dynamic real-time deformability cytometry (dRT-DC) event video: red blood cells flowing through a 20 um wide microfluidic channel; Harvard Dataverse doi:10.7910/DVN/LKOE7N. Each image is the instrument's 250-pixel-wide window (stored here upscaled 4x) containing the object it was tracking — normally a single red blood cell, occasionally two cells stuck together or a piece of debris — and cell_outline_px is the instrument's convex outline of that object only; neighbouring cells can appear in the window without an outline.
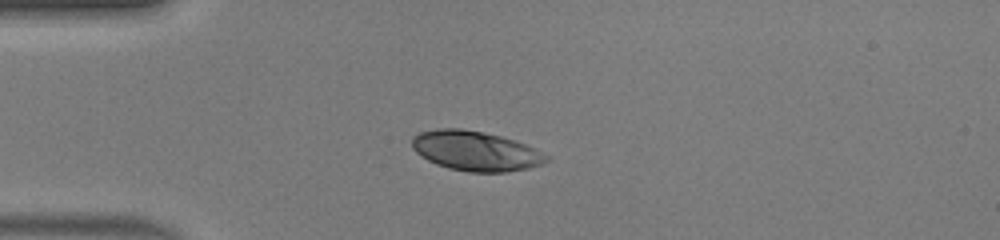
{"species": "human", "species_latin": "Homo sapiens", "temperature_condition": "warm", "stored_images_in_passage": 37, "camera_frame_rate_fps": 3000, "um_per_image_px": 0.085, "donor": {"sex": "male"}, "frame": {"image": 1, "passage_image": 1, "time_ms": 0.0, "image_size_px": [1000, 240], "cell_outline_px": [[552, 160], [544, 164], [528, 168], [508, 172], [468, 172], [448, 168], [436, 164], [428, 160], [416, 152], [412, 148], [412, 136], [420, 132], [436, 128], [460, 128], [500, 136], [524, 144], [552, 156]], "centroid_in_image_um": [40.45, 12.84], "position_along_channel_um": 44.6, "area_um2": 31.27}}
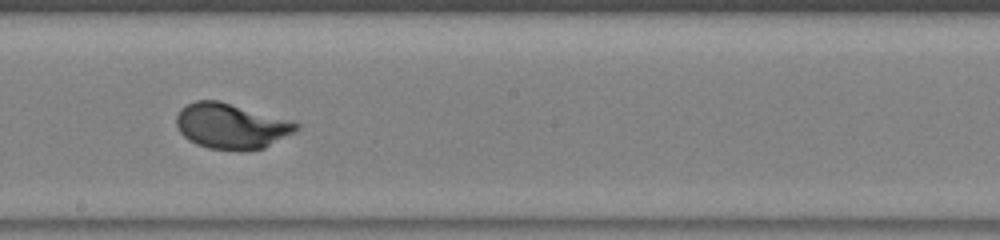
{"frame": {"image": 2, "passage_image": 16, "time_ms": 5.0, "image_size_px": [1000, 240], "cell_outline_px": [[300, 128], [264, 148], [208, 148], [196, 144], [188, 140], [180, 132], [176, 124], [176, 116], [180, 108], [196, 100], [220, 100], [292, 120], [300, 124]], "centroid_in_image_um": [19.63, 10.67], "position_along_channel_um": 228.6, "area_um2": 31.33}}
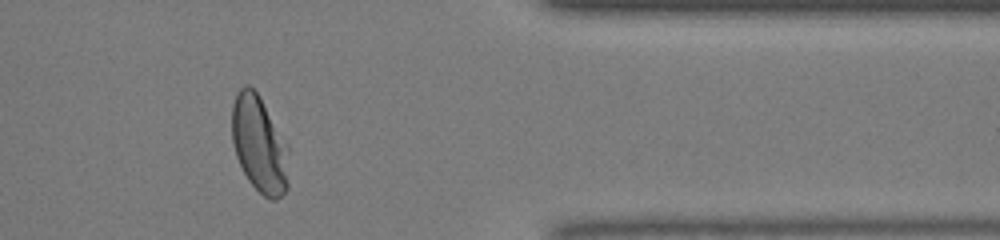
{"frame": {"image": 3, "passage_image": 29, "time_ms": 9.333, "image_size_px": [1000, 240], "cell_outline_px": [[288, 188], [276, 200], [272, 200], [264, 196], [248, 180], [236, 156], [232, 144], [232, 104], [236, 92], [244, 84], [248, 84], [260, 96], [288, 144]], "centroid_in_image_um": [22.04, 12.24], "position_along_channel_um": 389.4, "area_um2": 32.25}, "authors_computed_cell_mechanics": {"area_um2": 31.3276, "velocity_mm_per_s": 4.1525, "shape_relaxation_time_tau1_ms": 2.4418, "shape_relaxation_time_tau2_ms": null, "deformation_change_tau1": 0.1681, "deformation_change_tau2": null}}